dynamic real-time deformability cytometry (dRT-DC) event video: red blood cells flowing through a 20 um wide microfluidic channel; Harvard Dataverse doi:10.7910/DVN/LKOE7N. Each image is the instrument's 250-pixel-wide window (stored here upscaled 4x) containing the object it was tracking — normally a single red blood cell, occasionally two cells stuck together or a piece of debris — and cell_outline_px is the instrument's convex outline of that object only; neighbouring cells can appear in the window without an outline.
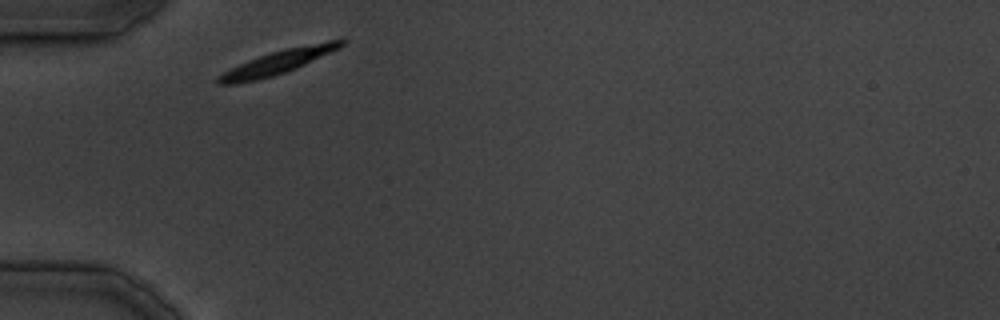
{"species": "common noctule bat (a hibernating species)", "species_latin": "Nyctalus noctula", "temperature_condition": "cold", "stored_images_in_passage": 22, "camera_frame_rate_fps": 3000, "um_per_image_px": 0.085, "animal": {"sex": "male", "body_mass_g": 19.5, "forearm_length_mm": 54.6}, "frame": {"image": 1, "passage_image": 1, "time_ms": 0.0, "image_size_px": [1000, 320], "cell_outline_px": [[348, 40], [340, 48], [296, 68], [272, 76], [256, 80], [236, 84], [220, 84], [216, 80], [216, 76], [240, 64], [260, 56], [284, 48], [344, 36]], "centroid_in_image_um": [23.77, 5.22], "position_along_channel_um": 61.2, "area_um2": 17.28}}